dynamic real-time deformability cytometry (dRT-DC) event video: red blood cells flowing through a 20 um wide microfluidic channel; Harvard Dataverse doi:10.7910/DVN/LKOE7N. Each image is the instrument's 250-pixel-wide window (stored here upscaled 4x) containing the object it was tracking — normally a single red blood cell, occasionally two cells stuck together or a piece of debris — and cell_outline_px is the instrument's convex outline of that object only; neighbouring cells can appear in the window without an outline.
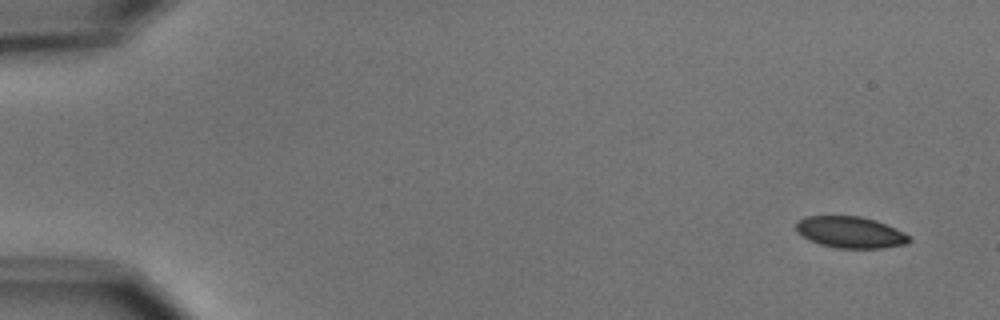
{"species": "common noctule bat (a hibernating species)", "species_latin": "Nyctalus noctula", "temperature_condition": "cold", "stored_images_in_passage": 5, "camera_frame_rate_fps": 3000, "um_per_image_px": 0.085, "animal": {"sex": "male", "body_mass_g": 15.6}, "frame": {"image": 1, "passage_image": 1, "time_ms": 0.0, "image_size_px": [1000, 320], "cell_outline_px": [[912, 240], [908, 244], [884, 248], [836, 248], [820, 244], [796, 232], [796, 224], [804, 216], [860, 216], [876, 220], [896, 228], [904, 232]], "centroid_in_image_um": [72.32, 19.74], "position_along_channel_um": 12.7, "area_um2": 20.75}}
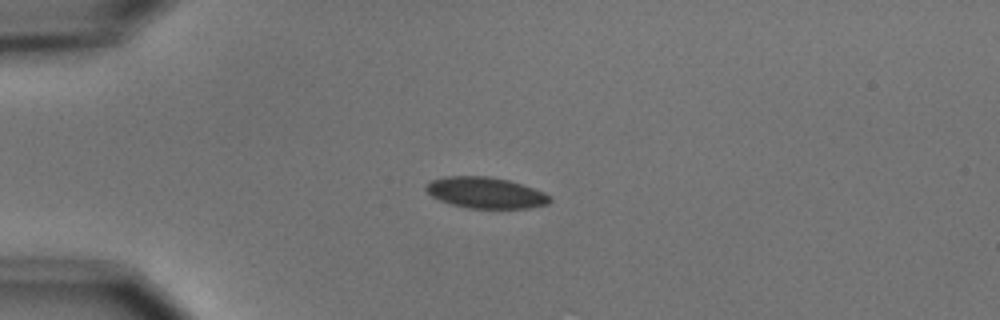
{"frame": {"image": 2, "passage_image": 4, "time_ms": 3.667, "image_size_px": [1000, 320], "cell_outline_px": [[552, 200], [548, 204], [528, 208], [468, 208], [452, 204], [440, 200], [432, 196], [424, 188], [432, 180], [448, 176], [488, 176], [508, 180], [544, 192], [552, 196]], "centroid_in_image_um": [41.31, 16.39], "position_along_channel_um": 43.7, "area_um2": 22.25}}